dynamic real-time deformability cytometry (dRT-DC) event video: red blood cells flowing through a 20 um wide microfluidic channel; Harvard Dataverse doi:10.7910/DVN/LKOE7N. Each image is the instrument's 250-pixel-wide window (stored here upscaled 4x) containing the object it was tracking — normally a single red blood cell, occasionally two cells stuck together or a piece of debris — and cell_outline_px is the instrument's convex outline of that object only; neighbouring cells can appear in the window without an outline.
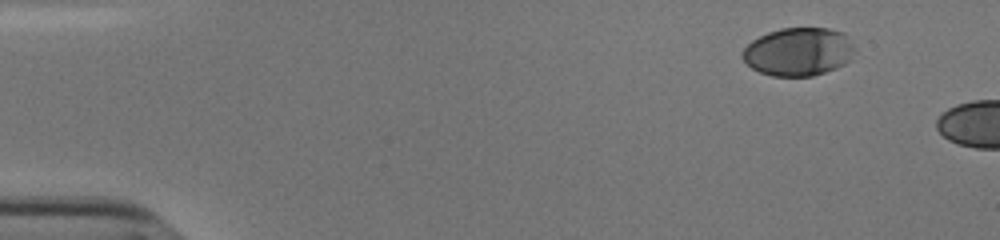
{"species": "human", "species_latin": "Homo sapiens", "temperature_condition": "cold", "stored_images_in_passage": 5, "camera_frame_rate_fps": 3000, "um_per_image_px": 0.085, "donor": {"sex": "male"}, "frame": {"image": 1, "passage_image": 1, "time_ms": 0.0, "image_size_px": [1000, 240], "cell_outline_px": [[856, 48], [848, 60], [844, 64], [836, 68], [812, 76], [772, 76], [760, 72], [752, 68], [740, 56], [744, 48], [752, 40], [768, 32], [780, 28], [828, 28], [844, 32], [856, 44]], "centroid_in_image_um": [67.89, 4.38], "position_along_channel_um": 17.1, "area_um2": 31.73}}